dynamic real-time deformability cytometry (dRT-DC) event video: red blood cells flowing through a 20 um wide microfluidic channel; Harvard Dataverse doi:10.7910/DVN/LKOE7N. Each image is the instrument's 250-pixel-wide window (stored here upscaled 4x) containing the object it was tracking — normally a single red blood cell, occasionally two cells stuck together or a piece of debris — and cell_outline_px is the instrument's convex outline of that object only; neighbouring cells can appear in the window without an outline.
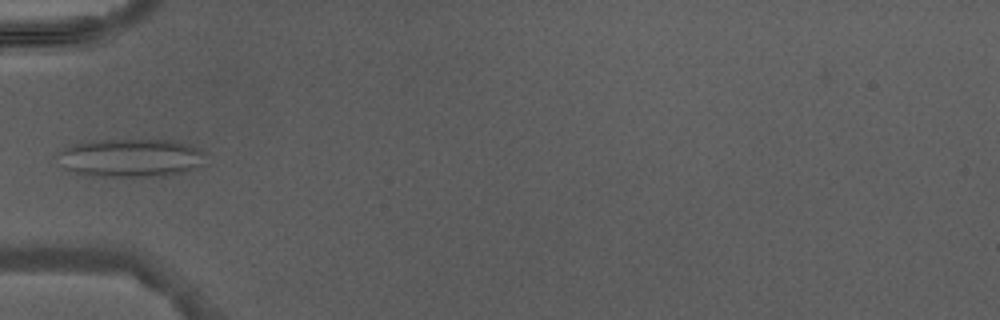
{"species": "Egyptian fruit bat (a non-hibernating species)", "species_latin": "Rousettus aegyptiacus", "temperature_condition": "warm", "stored_images_in_passage": 5, "camera_frame_rate_fps": 3000, "um_per_image_px": 0.085, "animal": {"sex": "male"}, "frame": {"image": 1, "passage_image": 5, "time_ms": 4.667, "image_size_px": [1000, 320], "cell_outline_px": [[208, 164], [184, 172], [164, 176], [88, 176], [68, 172], [52, 156], [64, 148], [72, 144], [96, 140], [172, 140], [188, 144], [204, 152]], "centroid_in_image_um": [11.07, 13.43], "position_along_channel_um": 73.9, "area_um2": 33.81}}